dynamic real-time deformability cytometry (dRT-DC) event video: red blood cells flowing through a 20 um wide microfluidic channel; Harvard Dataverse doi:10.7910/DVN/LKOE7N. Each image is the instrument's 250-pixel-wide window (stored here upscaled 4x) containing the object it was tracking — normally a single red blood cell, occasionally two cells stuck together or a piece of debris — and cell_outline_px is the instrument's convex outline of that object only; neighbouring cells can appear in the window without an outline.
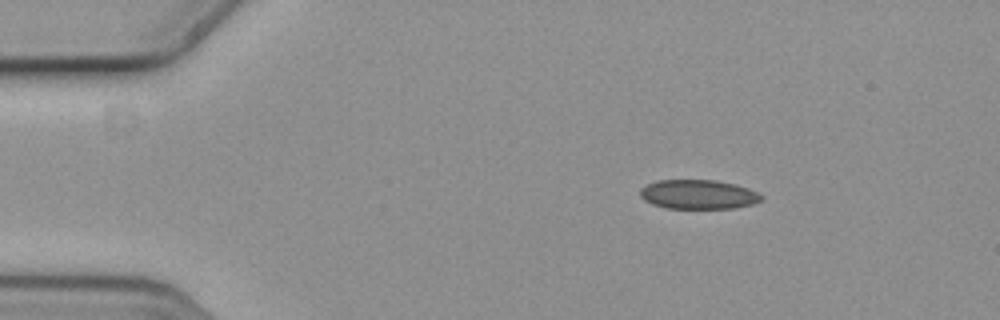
{"species": "common noctule bat (a hibernating species)", "species_latin": "Nyctalus noctula", "temperature_condition": "cold", "stored_images_in_passage": 4, "camera_frame_rate_fps": 3000, "um_per_image_px": 0.085, "animal": {"sex": "female", "body_mass_g": 19.3, "forearm_length_mm": 54.1}, "frame": {"image": 1, "passage_image": 1, "time_ms": 0.0, "image_size_px": [1000, 320], "cell_outline_px": [[764, 196], [760, 200], [752, 204], [732, 208], [668, 208], [652, 204], [644, 200], [640, 196], [640, 188], [656, 180], [716, 180], [748, 188]], "centroid_in_image_um": [59.32, 16.52], "position_along_channel_um": 25.7, "area_um2": 20.52}}
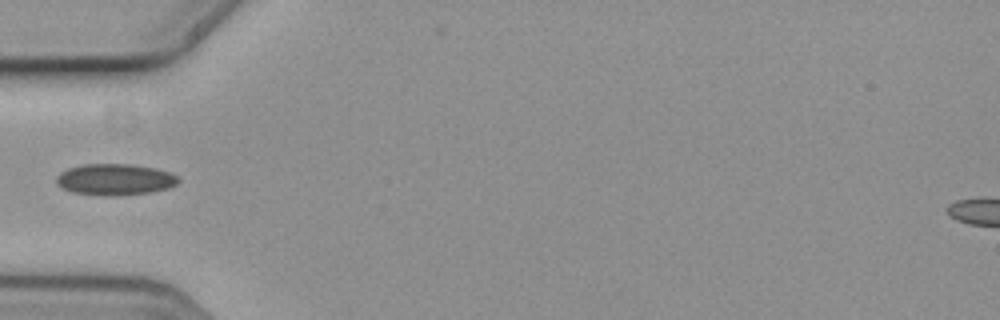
{"frame": {"image": 2, "passage_image": 4, "time_ms": 1.0, "image_size_px": [1000, 320], "cell_outline_px": [[180, 180], [176, 184], [168, 188], [148, 192], [112, 196], [104, 196], [72, 192], [56, 184], [56, 176], [60, 172], [68, 168], [84, 164], [132, 164], [156, 168], [168, 172], [176, 176]], "centroid_in_image_um": [9.74, 15.25], "position_along_channel_um": 75.3, "area_um2": 22.2}}